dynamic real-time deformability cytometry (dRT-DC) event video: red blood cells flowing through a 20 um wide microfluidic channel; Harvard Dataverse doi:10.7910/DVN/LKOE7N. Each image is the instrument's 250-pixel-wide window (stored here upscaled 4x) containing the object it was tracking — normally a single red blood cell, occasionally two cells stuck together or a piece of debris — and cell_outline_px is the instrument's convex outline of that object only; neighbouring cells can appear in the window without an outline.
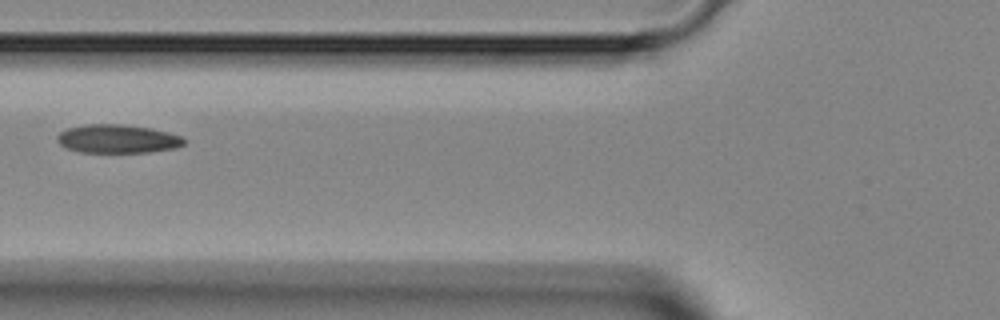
{"species": "Egyptian fruit bat (a non-hibernating species)", "species_latin": "Rousettus aegyptiacus", "temperature_condition": "room temperature", "stored_images_in_passage": 5, "camera_frame_rate_fps": 3000, "um_per_image_px": 0.085, "animal": {"sex": "female"}, "frame": {"image": 1, "passage_image": 5, "time_ms": 5.667, "image_size_px": [1000, 320], "cell_outline_px": [[188, 140], [184, 144], [176, 148], [152, 152], [80, 152], [68, 148], [60, 144], [56, 140], [56, 136], [60, 132], [68, 128], [88, 124], [120, 124], [152, 128], [168, 132], [180, 136]], "centroid_in_image_um": [10.02, 11.8], "position_along_channel_um": 115.8, "area_um2": 21.15}}